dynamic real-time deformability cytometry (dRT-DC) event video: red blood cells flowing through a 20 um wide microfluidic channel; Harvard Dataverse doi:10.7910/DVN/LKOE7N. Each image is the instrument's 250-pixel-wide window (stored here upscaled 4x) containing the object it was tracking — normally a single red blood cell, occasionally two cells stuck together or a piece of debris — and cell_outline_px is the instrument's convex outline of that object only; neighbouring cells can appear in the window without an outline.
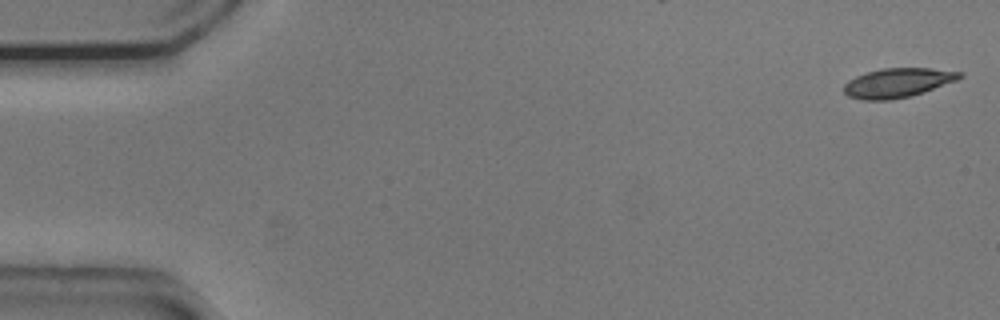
{"species": "common noctule bat (a hibernating species)", "species_latin": "Nyctalus noctula", "temperature_condition": "cold", "stored_images_in_passage": 9, "camera_frame_rate_fps": 3000, "um_per_image_px": 0.085, "animal": {"sex": "male", "body_mass_g": 20.5, "forearm_length_mm": 52.5}, "frame": {"image": 1, "passage_image": 1, "time_ms": 0.0, "image_size_px": [1000, 320], "cell_outline_px": [[964, 76], [956, 80], [924, 92], [908, 96], [888, 100], [864, 100], [848, 96], [844, 92], [844, 84], [848, 80], [856, 76], [868, 72], [884, 68], [928, 68], [964, 72]], "centroid_in_image_um": [76.3, 7.03], "position_along_channel_um": 8.7, "area_um2": 19.59}}